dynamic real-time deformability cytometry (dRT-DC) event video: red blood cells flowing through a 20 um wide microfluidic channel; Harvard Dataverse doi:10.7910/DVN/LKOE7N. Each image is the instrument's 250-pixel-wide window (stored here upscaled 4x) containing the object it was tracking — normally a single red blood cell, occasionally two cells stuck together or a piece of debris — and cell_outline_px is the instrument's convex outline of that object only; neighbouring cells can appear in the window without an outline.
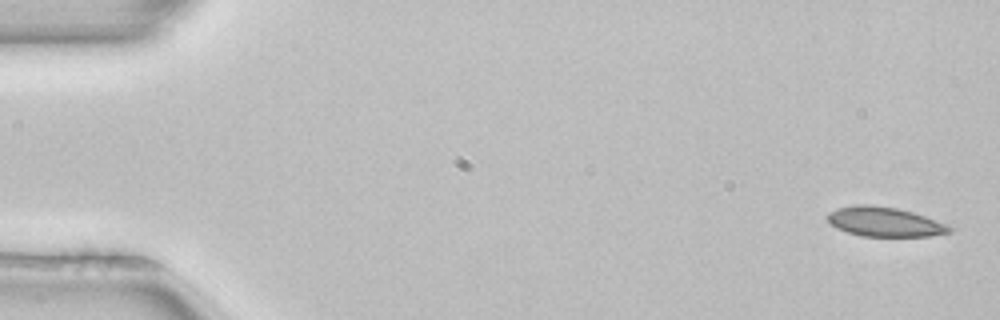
{"species": "common noctule bat (a hibernating species)", "species_latin": "Nyctalus noctula", "temperature_condition": "room temperature", "stored_images_in_passage": 5, "camera_frame_rate_fps": 3000, "um_per_image_px": 0.085, "animal": {"sex": "female", "body_mass_g": 22.7, "forearm_length_mm": 54.2}, "frame": {"image": 1, "passage_image": 1, "time_ms": 0.0, "image_size_px": [1000, 320], "cell_outline_px": [[952, 232], [932, 236], [860, 236], [836, 228], [828, 220], [828, 212], [836, 208], [856, 204], [872, 204], [896, 208], [912, 212], [948, 224], [952, 228]], "centroid_in_image_um": [75.2, 18.85], "position_along_channel_um": 9.8, "area_um2": 21.04}}
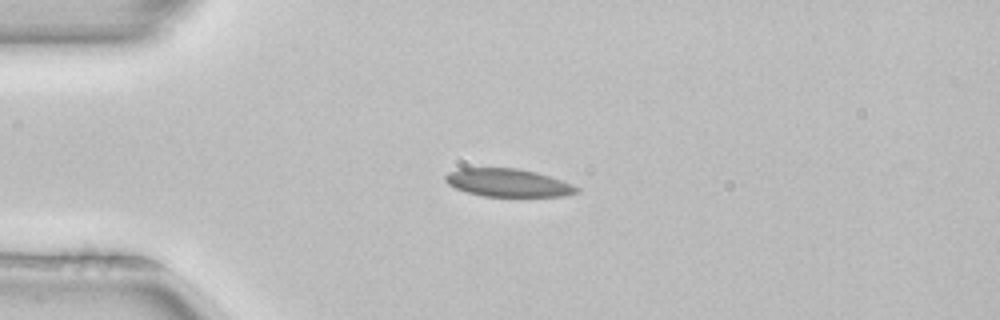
{"frame": {"image": 2, "passage_image": 4, "time_ms": 1.0, "image_size_px": [1000, 320], "cell_outline_px": [[580, 192], [564, 196], [484, 196], [468, 192], [456, 188], [448, 184], [444, 180], [444, 176], [448, 172], [460, 168], [516, 168], [536, 172], [572, 184], [580, 188]], "centroid_in_image_um": [43.18, 15.53], "position_along_channel_um": 41.8, "area_um2": 21.27}}